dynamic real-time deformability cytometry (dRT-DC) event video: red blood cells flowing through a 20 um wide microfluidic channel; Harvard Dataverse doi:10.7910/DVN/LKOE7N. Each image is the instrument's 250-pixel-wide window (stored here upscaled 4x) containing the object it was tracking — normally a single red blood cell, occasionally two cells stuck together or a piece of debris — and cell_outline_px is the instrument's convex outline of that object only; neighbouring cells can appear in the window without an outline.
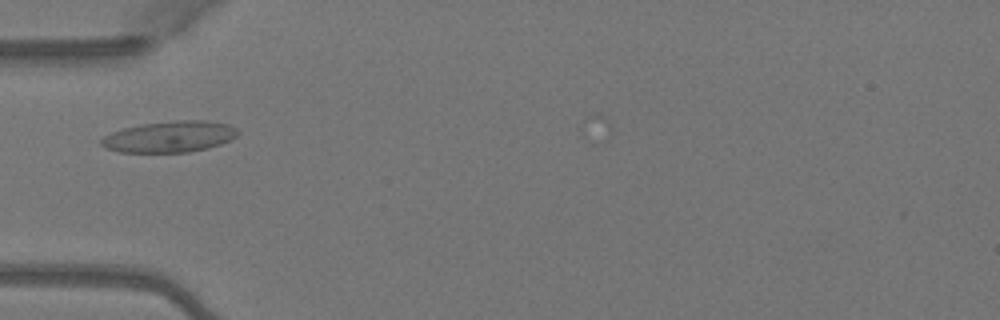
{"species": "Egyptian fruit bat (a non-hibernating species)", "species_latin": "Rousettus aegyptiacus", "temperature_condition": "warm", "stored_images_in_passage": 2, "camera_frame_rate_fps": 3000, "um_per_image_px": 0.085, "animal": {"sex": "female"}, "frame": {"image": 1, "passage_image": 1, "time_ms": 0.0, "image_size_px": [1000, 320], "cell_outline_px": [[240, 132], [236, 136], [220, 144], [208, 148], [188, 152], [120, 152], [104, 148], [100, 144], [100, 140], [104, 136], [112, 132], [124, 128], [144, 124], [176, 120], [208, 120], [228, 124], [236, 128]], "centroid_in_image_um": [14.42, 11.62], "position_along_channel_um": 70.6, "area_um2": 24.8}}
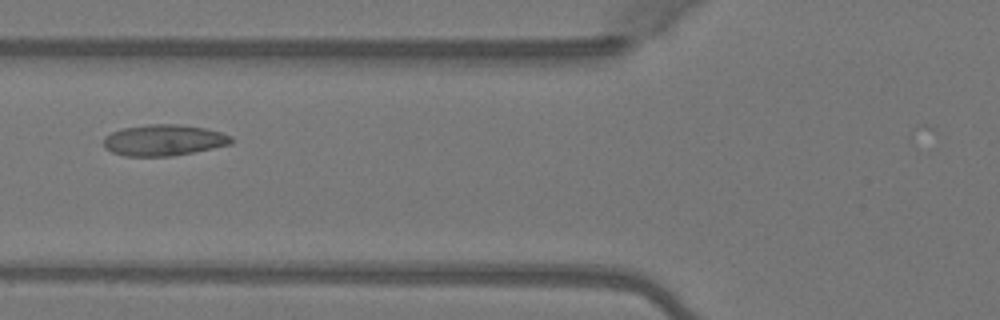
{"frame": {"image": 2, "passage_image": 2, "time_ms": 0.333, "image_size_px": [1000, 320], "cell_outline_px": [[232, 144], [172, 156], [124, 156], [112, 152], [104, 148], [104, 136], [112, 132], [124, 128], [148, 124], [180, 124], [204, 128], [220, 132], [232, 136]], "centroid_in_image_um": [13.9, 11.91], "position_along_channel_um": 111.9, "area_um2": 23.12}}